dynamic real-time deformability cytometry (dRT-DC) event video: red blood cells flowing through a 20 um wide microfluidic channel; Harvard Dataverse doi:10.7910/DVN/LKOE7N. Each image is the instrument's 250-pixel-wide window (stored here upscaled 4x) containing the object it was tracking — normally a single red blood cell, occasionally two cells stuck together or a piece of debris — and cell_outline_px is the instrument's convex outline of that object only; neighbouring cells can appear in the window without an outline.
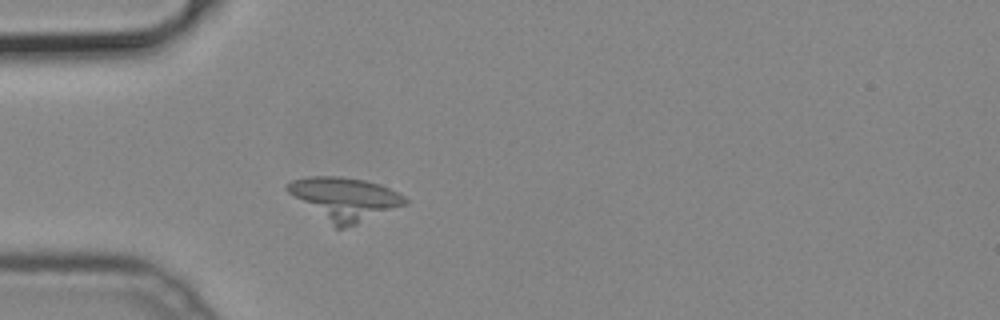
{"species": "common noctule bat (a hibernating species)", "species_latin": "Nyctalus noctula", "temperature_condition": "cold", "stored_images_in_passage": 38, "camera_frame_rate_fps": 3000, "um_per_image_px": 0.085, "animal": {"sex": "male", "body_mass_g": 19.2, "forearm_length_mm": 51.8}, "frame": {"image": 1, "passage_image": 1, "time_ms": 0.0, "image_size_px": [1000, 320], "cell_outline_px": [[408, 204], [356, 224], [344, 228], [336, 228], [288, 192], [284, 188], [284, 184], [292, 180], [308, 176], [336, 176], [364, 180], [380, 184], [404, 196], [408, 200]], "centroid_in_image_um": [29.29, 16.88], "position_along_channel_um": 55.7, "area_um2": 29.07}}
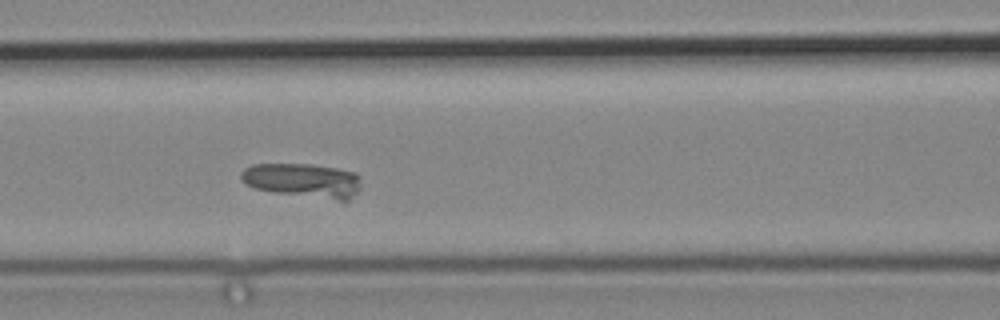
{"frame": {"image": 2, "passage_image": 8, "time_ms": 2.333, "image_size_px": [1000, 320], "cell_outline_px": [[360, 188], [344, 204], [276, 192], [256, 188], [244, 184], [240, 180], [240, 172], [244, 168], [252, 164], [312, 164], [336, 168], [356, 172], [360, 176]], "centroid_in_image_um": [25.8, 15.37], "position_along_channel_um": 140.8, "area_um2": 24.8}}
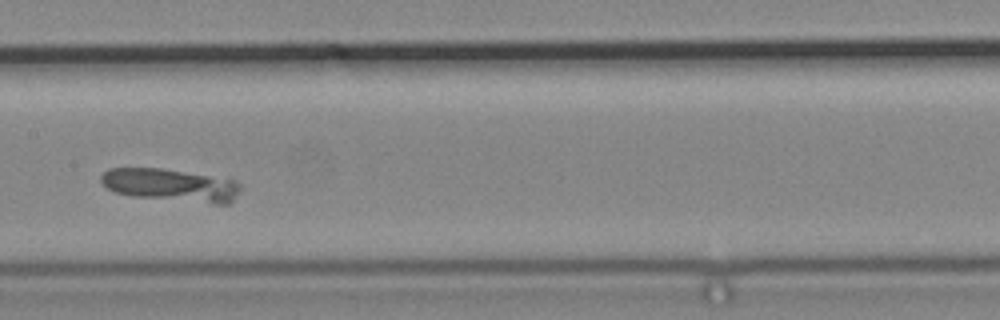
{"frame": {"image": 3, "passage_image": 12, "time_ms": 3.667, "image_size_px": [1000, 320], "cell_outline_px": [[240, 188], [232, 200], [228, 204], [212, 204], [132, 196], [116, 192], [108, 188], [100, 180], [100, 176], [108, 168], [160, 168], [236, 180], [240, 184]], "centroid_in_image_um": [14.5, 15.74], "position_along_channel_um": 192.9, "area_um2": 26.41}}